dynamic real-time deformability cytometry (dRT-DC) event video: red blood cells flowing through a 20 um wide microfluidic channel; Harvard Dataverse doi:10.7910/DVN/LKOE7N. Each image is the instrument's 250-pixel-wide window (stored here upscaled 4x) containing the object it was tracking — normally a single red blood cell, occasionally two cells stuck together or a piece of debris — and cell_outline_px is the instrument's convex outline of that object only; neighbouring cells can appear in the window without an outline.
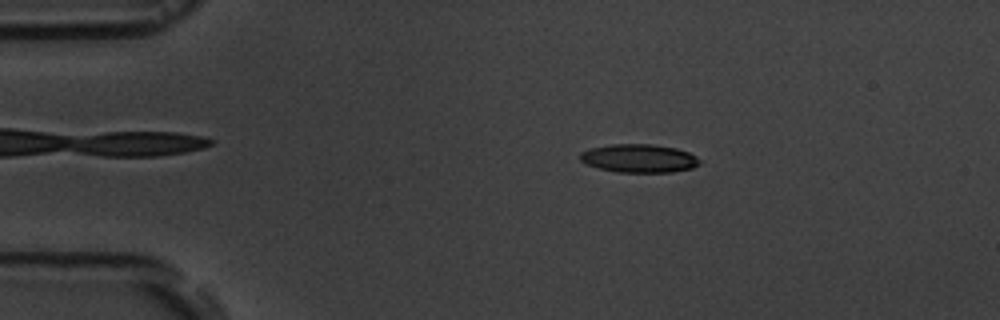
{"species": "common noctule bat (a hibernating species)", "species_latin": "Nyctalus noctula", "temperature_condition": "room temperature", "stored_images_in_passage": 4, "camera_frame_rate_fps": 3000, "um_per_image_px": 0.085, "animal": {"sex": "male", "body_mass_g": 19.5, "forearm_length_mm": 54.6}, "frame": {"image": 1, "passage_image": 3, "time_ms": 2.333, "image_size_px": [1000, 320], "cell_outline_px": [[700, 164], [692, 168], [672, 172], [616, 172], [596, 168], [580, 160], [580, 152], [592, 148], [612, 144], [652, 144], [676, 148], [688, 152], [696, 156], [700, 160]], "centroid_in_image_um": [54.32, 13.46], "position_along_channel_um": 30.7, "area_um2": 19.77}}